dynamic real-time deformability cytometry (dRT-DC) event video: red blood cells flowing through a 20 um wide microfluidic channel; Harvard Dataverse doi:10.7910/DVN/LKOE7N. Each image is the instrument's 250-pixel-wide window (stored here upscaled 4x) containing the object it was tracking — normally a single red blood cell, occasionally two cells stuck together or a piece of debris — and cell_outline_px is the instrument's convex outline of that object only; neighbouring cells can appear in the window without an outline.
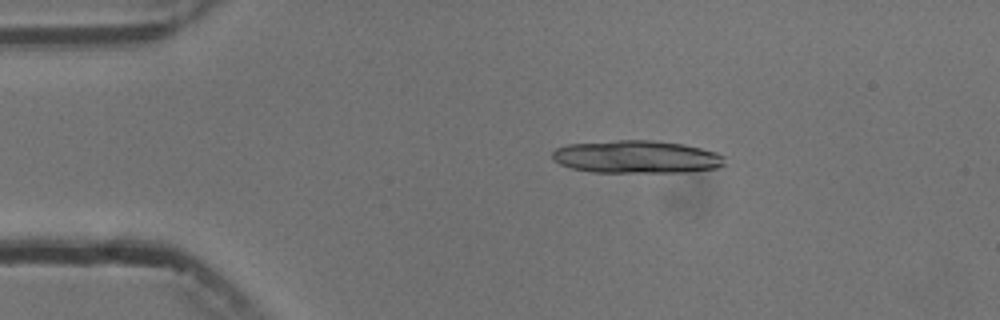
{"species": "common noctule bat (a hibernating species)", "species_latin": "Nyctalus noctula", "temperature_condition": "cold", "stored_images_in_passage": 3, "camera_frame_rate_fps": 3000, "um_per_image_px": 0.085, "animal": {"sex": "male", "body_mass_g": 13.3}, "frame": {"image": 1, "passage_image": 1, "time_ms": 0.0, "image_size_px": [1000, 320], "cell_outline_px": [[724, 164], [716, 168], [688, 172], [592, 172], [572, 168], [560, 164], [552, 160], [552, 152], [556, 148], [568, 144], [616, 140], [652, 140], [684, 144], [716, 152], [724, 156]], "centroid_in_image_um": [54.09, 13.33], "position_along_channel_um": 30.9, "area_um2": 33.0}}